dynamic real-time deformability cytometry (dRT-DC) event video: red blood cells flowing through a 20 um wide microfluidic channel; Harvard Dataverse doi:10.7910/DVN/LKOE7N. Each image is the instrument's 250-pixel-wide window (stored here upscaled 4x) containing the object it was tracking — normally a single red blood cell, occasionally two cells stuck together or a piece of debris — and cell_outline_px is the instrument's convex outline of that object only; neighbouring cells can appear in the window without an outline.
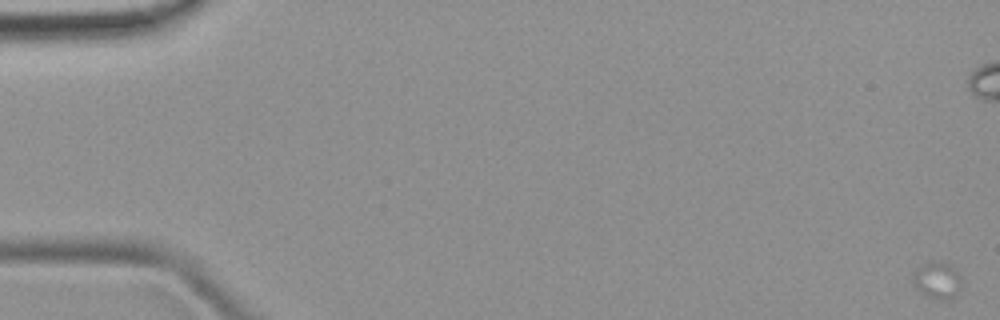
{"species": "common noctule bat (a hibernating species)", "species_latin": "Nyctalus noctula", "temperature_condition": "room temperature", "stored_images_in_passage": 53, "camera_frame_rate_fps": 3000, "um_per_image_px": 0.085, "animal": {"sex": "female", "body_mass_g": 19.9}, "frame": {"image": 1, "passage_image": 1, "time_ms": 0.0, "image_size_px": [1000, 320], "cell_outline_px": [[960, 288], [952, 296], [944, 300], [928, 296], [916, 288], [912, 280], [916, 268], [932, 260], [940, 260], [948, 264], [960, 276]], "centroid_in_image_um": [79.63, 23.78], "position_along_channel_um": 5.4, "area_um2": 10.06}}